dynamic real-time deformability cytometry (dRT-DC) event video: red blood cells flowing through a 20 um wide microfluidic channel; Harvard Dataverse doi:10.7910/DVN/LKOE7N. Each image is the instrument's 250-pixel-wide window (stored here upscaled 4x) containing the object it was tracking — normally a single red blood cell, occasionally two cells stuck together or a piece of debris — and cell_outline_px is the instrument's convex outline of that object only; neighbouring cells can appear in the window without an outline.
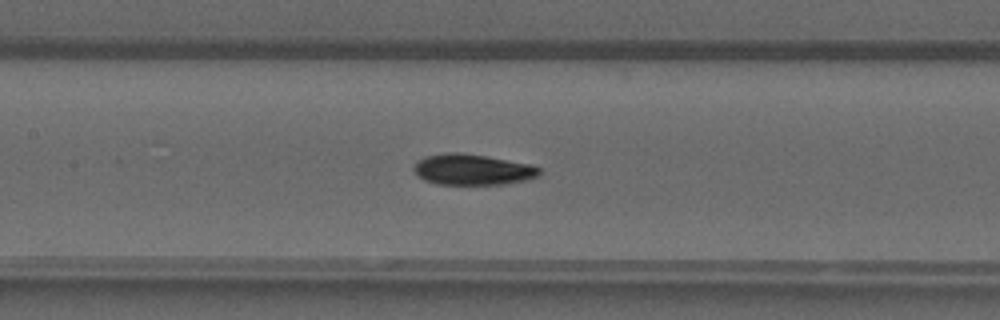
{"species": "common noctule bat (a hibernating species)", "species_latin": "Nyctalus noctula", "temperature_condition": "warm", "stored_images_in_passage": 49, "camera_frame_rate_fps": 3000, "um_per_image_px": 0.085, "animal": {"sex": "male", "forearm_length_mm": 52.5}, "frame": {"image": 1, "passage_image": 23, "time_ms": 7.333, "image_size_px": [1000, 320], "cell_outline_px": [[544, 172], [540, 176], [528, 180], [504, 184], [436, 184], [424, 180], [412, 168], [416, 160], [428, 156], [448, 152], [460, 152], [532, 164], [540, 168]], "centroid_in_image_um": [40.22, 14.42], "position_along_channel_um": 167.2, "area_um2": 22.72}}
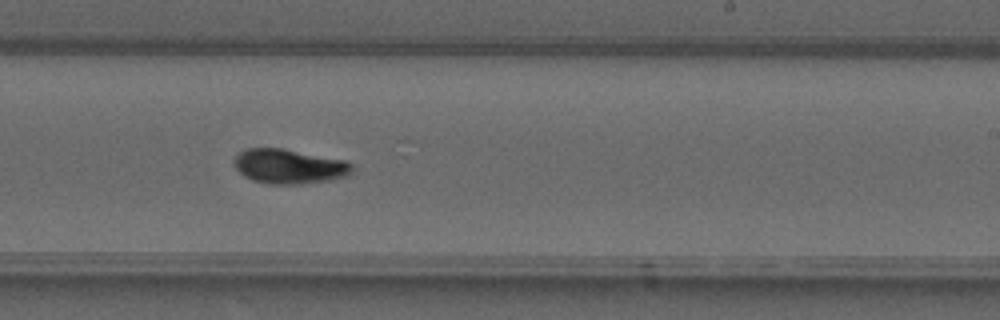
{"frame": {"image": 2, "passage_image": 30, "time_ms": 9.667, "image_size_px": [1000, 320], "cell_outline_px": [[352, 172], [348, 176], [328, 180], [300, 184], [268, 184], [252, 180], [244, 176], [236, 168], [232, 160], [244, 148], [284, 148], [344, 160], [352, 164]], "centroid_in_image_um": [24.55, 14.14], "position_along_channel_um": 264.4, "area_um2": 23.87}}
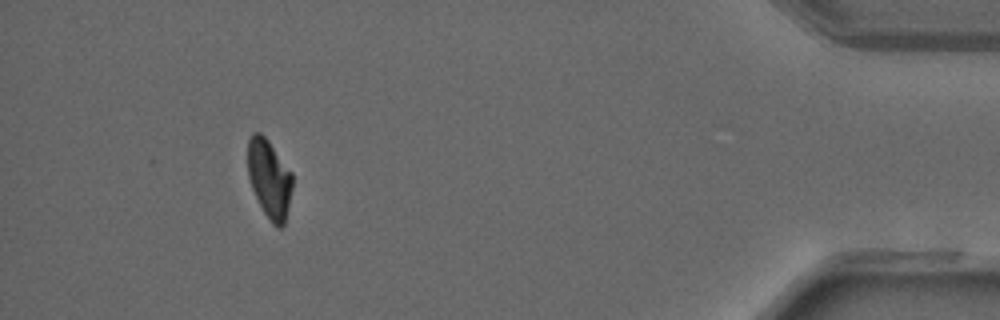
{"frame": {"image": 3, "passage_image": 45, "time_ms": 14.667, "image_size_px": [1000, 320], "cell_outline_px": [[292, 188], [284, 224], [280, 228], [276, 228], [272, 224], [264, 212], [252, 188], [248, 176], [248, 140], [252, 132], [260, 132], [268, 140], [292, 172]], "centroid_in_image_um": [22.89, 15.18], "position_along_channel_um": 412.3, "area_um2": 20.29}, "authors_computed_cell_mechanics": {"area_um2": 21.5016, "velocity_mm_per_s": 4.1873, "shape_relaxation_time_tau1_ms": 5.1861, "shape_relaxation_time_tau2_ms": 1.3258, "deformation_change_tau1": 0.1747, "deformation_change_tau2": 0.0399}}